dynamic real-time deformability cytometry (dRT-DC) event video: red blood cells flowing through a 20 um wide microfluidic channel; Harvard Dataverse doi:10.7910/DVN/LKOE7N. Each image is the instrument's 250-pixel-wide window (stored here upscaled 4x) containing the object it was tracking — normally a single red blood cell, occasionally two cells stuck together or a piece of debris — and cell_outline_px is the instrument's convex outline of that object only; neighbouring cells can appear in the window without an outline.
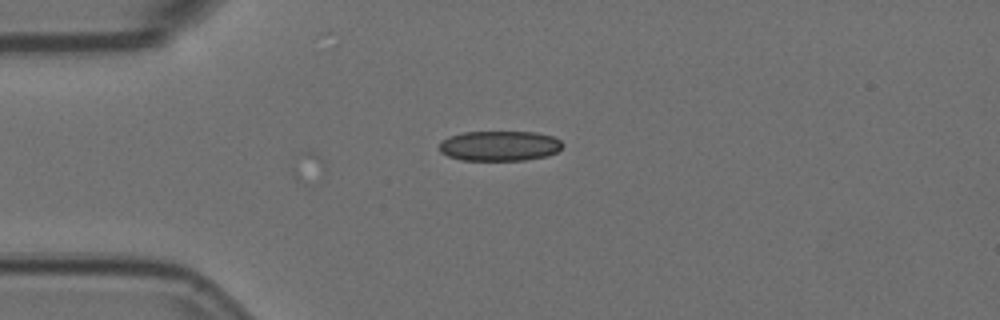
{"species": "Egyptian fruit bat (a non-hibernating species)", "species_latin": "Rousettus aegyptiacus", "temperature_condition": "room temperature", "stored_images_in_passage": 5, "camera_frame_rate_fps": 3000, "um_per_image_px": 0.085, "animal": {"sex": "female"}, "frame": {"image": 1, "passage_image": 1, "time_ms": 0.0, "image_size_px": [1000, 320], "cell_outline_px": [[564, 144], [556, 152], [548, 156], [524, 160], [460, 160], [448, 156], [440, 152], [440, 140], [448, 136], [464, 132], [536, 132], [556, 136]], "centroid_in_image_um": [42.47, 12.39], "position_along_channel_um": 42.5, "area_um2": 21.85}}
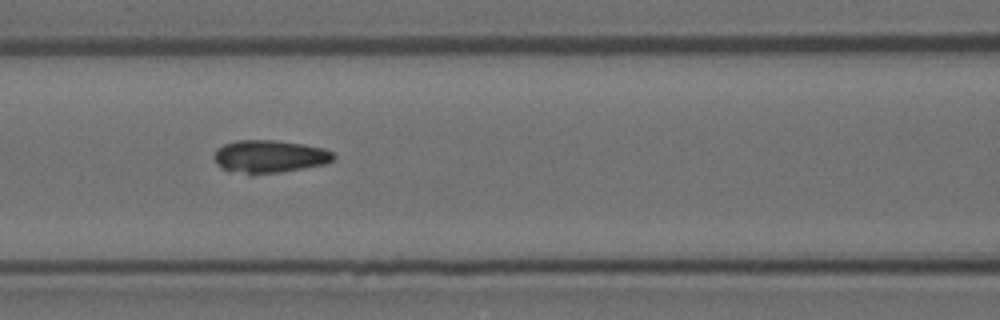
{"frame": {"image": 2, "passage_image": 4, "time_ms": 1.0, "image_size_px": [1000, 320], "cell_outline_px": [[336, 156], [332, 160], [324, 164], [280, 172], [252, 176], [248, 176], [228, 172], [220, 168], [216, 164], [212, 156], [216, 148], [224, 144], [236, 140], [272, 140], [304, 144], [324, 148], [332, 152]], "centroid_in_image_um": [22.8, 13.33], "position_along_channel_um": 143.8, "area_um2": 23.41}}
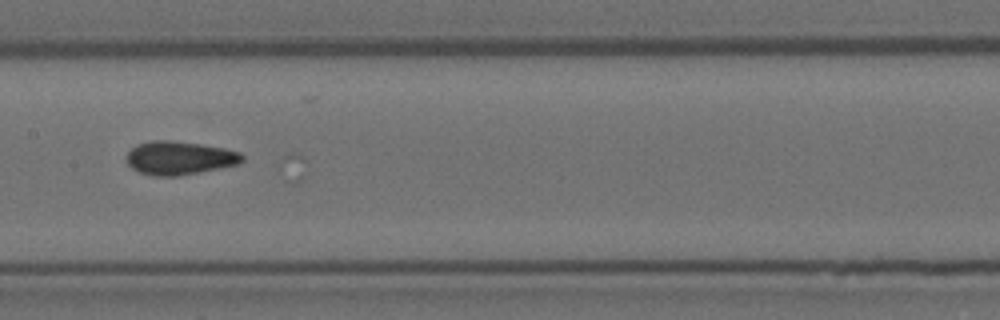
{"frame": {"image": 3, "passage_image": 5, "time_ms": 1.333, "image_size_px": [1000, 320], "cell_outline_px": [[244, 160], [236, 164], [220, 168], [176, 176], [152, 176], [140, 172], [132, 168], [128, 164], [128, 152], [136, 144], [152, 140], [172, 140], [200, 144], [224, 148], [240, 152], [244, 156]], "centroid_in_image_um": [15.25, 13.42], "position_along_channel_um": 192.2, "area_um2": 22.43}}